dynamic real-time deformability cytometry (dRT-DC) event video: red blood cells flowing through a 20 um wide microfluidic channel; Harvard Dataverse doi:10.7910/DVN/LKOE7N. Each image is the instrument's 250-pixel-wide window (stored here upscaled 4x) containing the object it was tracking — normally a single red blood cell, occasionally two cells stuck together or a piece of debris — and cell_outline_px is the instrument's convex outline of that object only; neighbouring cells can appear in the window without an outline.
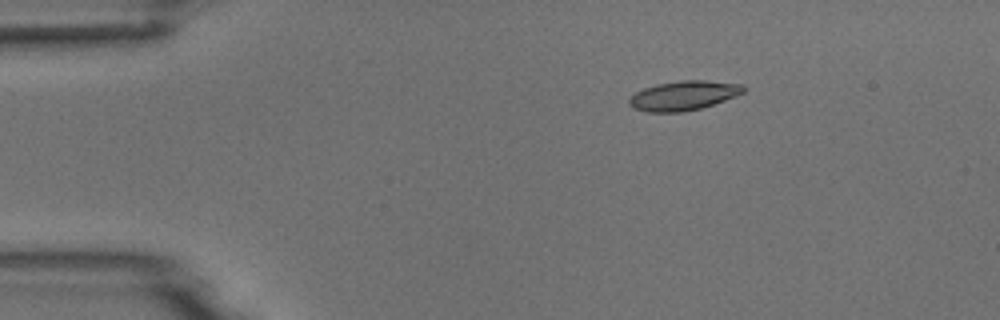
{"species": "common noctule bat (a hibernating species)", "species_latin": "Nyctalus noctula", "temperature_condition": "room temperature", "stored_images_in_passage": 5, "camera_frame_rate_fps": 3000, "um_per_image_px": 0.085, "animal": {"sex": "male", "body_mass_g": 18.8}, "frame": {"image": 1, "passage_image": 3, "time_ms": 2.333, "image_size_px": [1000, 320], "cell_outline_px": [[744, 92], [736, 96], [700, 108], [684, 112], [648, 112], [632, 108], [628, 104], [628, 100], [636, 92], [644, 88], [656, 84], [680, 80], [704, 80], [744, 84]], "centroid_in_image_um": [58.08, 8.12], "position_along_channel_um": 26.9, "area_um2": 19.59}}
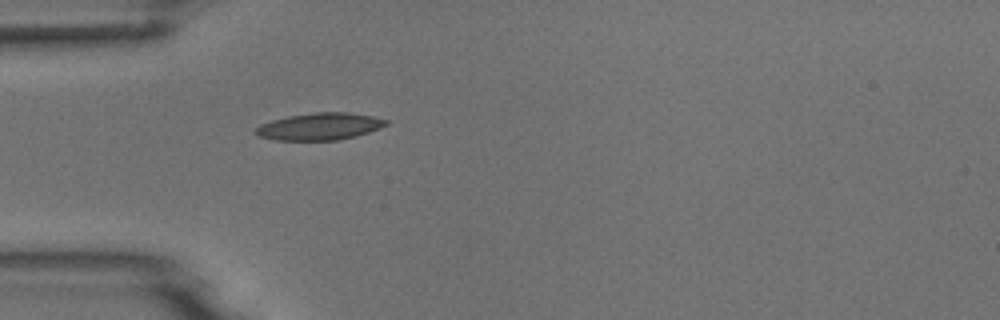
{"frame": {"image": 2, "passage_image": 5, "time_ms": 4.667, "image_size_px": [1000, 320], "cell_outline_px": [[388, 124], [380, 128], [356, 136], [336, 140], [276, 140], [260, 136], [252, 132], [260, 124], [272, 120], [288, 116], [316, 112], [348, 112], [372, 116], [388, 120]], "centroid_in_image_um": [27.17, 10.74], "position_along_channel_um": 57.8, "area_um2": 20.52}}